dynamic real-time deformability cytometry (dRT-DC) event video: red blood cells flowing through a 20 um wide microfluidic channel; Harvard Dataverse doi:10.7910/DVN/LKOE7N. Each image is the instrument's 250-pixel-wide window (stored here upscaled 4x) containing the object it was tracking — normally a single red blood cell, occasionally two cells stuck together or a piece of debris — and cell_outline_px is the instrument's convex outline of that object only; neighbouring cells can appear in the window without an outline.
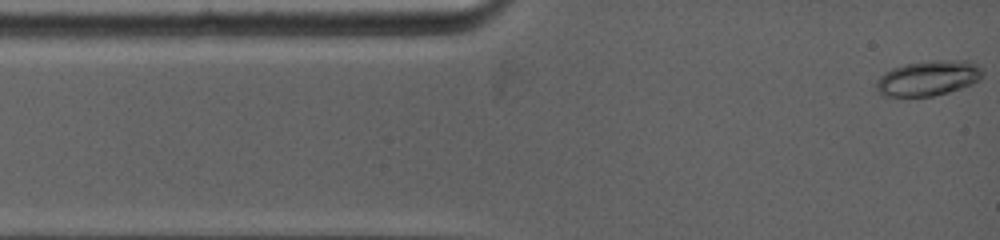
{"species": "common noctule bat (a hibernating species)", "species_latin": "Nyctalus noctula", "temperature_condition": "warm", "stored_images_in_passage": 14, "camera_frame_rate_fps": 5000, "um_per_image_px": 0.085, "animal": {"sex": "female", "body_mass_g": 19.0, "forearm_length_mm": 53.3}, "frame": {"image": 1, "passage_image": 1, "time_ms": 0.0, "image_size_px": [1000, 240], "cell_outline_px": [[984, 72], [980, 80], [972, 84], [948, 92], [932, 96], [880, 96], [876, 92], [876, 80], [884, 72], [892, 68], [904, 64], [932, 60], [968, 60], [984, 68]], "centroid_in_image_um": [78.9, 6.63], "position_along_channel_um": 6.1, "area_um2": 22.14}}
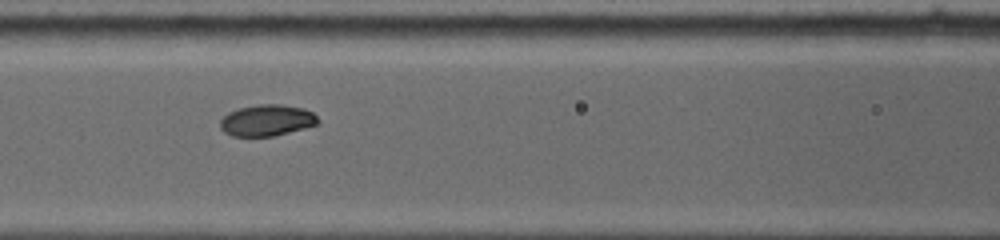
{"frame": {"image": 2, "passage_image": 9, "time_ms": 4.8, "image_size_px": [1000, 240], "cell_outline_px": [[320, 120], [316, 124], [304, 128], [272, 136], [232, 136], [224, 132], [220, 128], [220, 120], [228, 112], [240, 108], [260, 104], [280, 104], [304, 108], [312, 112]], "centroid_in_image_um": [22.67, 10.22], "position_along_channel_um": 143.9, "area_um2": 17.74}}
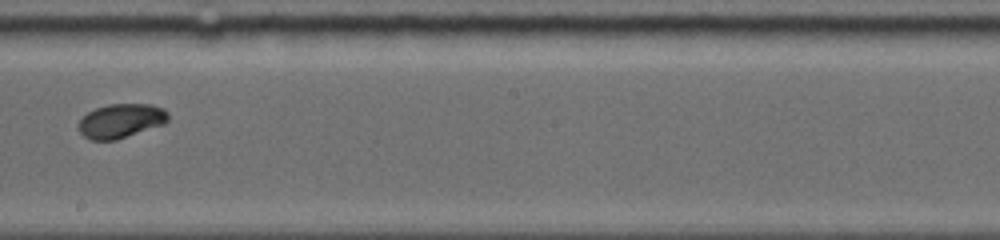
{"frame": {"image": 3, "passage_image": 13, "time_ms": 7.2, "image_size_px": [1000, 240], "cell_outline_px": [[168, 120], [164, 124], [116, 140], [88, 140], [76, 128], [76, 124], [88, 112], [96, 108], [108, 104], [152, 104], [164, 108], [168, 112]], "centroid_in_image_um": [10.26, 10.27], "position_along_channel_um": 237.9, "area_um2": 18.03}}